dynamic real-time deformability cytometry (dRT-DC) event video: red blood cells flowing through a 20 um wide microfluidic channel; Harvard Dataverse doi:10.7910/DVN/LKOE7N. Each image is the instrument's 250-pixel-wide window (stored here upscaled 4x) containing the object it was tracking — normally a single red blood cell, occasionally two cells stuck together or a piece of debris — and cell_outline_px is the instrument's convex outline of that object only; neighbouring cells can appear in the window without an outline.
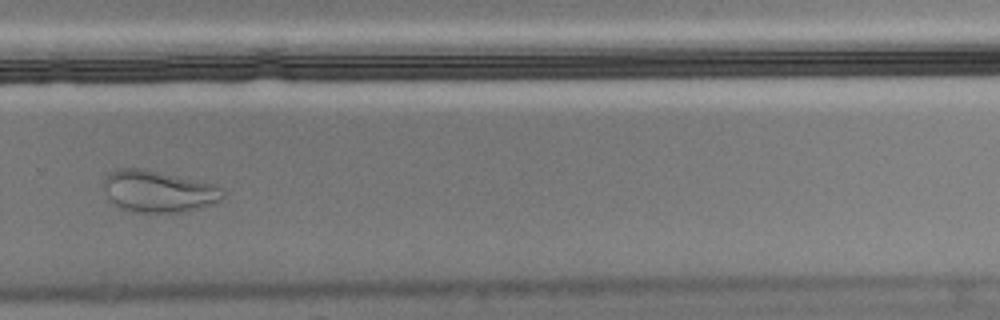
{"species": "Egyptian fruit bat (a non-hibernating species)", "species_latin": "Rousettus aegyptiacus", "temperature_condition": "cold", "stored_images_in_passage": 12, "camera_frame_rate_fps": 3000, "um_per_image_px": 0.085, "animal": {"sex": "male"}, "frame": {"image": 1, "passage_image": 10, "time_ms": 3.0, "image_size_px": [1000, 320], "cell_outline_px": [[224, 200], [196, 208], [180, 212], [132, 212], [120, 208], [108, 196], [104, 188], [104, 176], [120, 168], [144, 168], [216, 184], [224, 188]], "centroid_in_image_um": [13.5, 16.25], "position_along_channel_um": 316.3, "area_um2": 29.02}}